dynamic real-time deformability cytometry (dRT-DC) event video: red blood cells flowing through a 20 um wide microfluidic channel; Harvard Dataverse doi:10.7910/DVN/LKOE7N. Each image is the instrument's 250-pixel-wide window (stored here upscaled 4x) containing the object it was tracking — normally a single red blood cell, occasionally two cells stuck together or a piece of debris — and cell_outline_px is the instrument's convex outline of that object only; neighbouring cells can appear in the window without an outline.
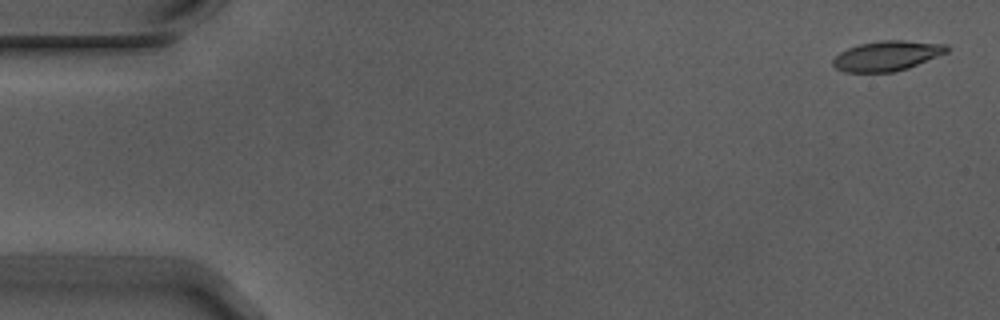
{"species": "Egyptian fruit bat (a non-hibernating species)", "species_latin": "Rousettus aegyptiacus", "temperature_condition": "warm", "stored_images_in_passage": 4, "camera_frame_rate_fps": 3000, "um_per_image_px": 0.085, "animal": {"sex": "male"}, "frame": {"image": 1, "passage_image": 1, "time_ms": 0.0, "image_size_px": [1000, 320], "cell_outline_px": [[952, 48], [948, 52], [908, 68], [892, 72], [844, 72], [836, 68], [832, 64], [832, 60], [840, 52], [848, 48], [860, 44], [880, 40], [904, 40], [948, 44]], "centroid_in_image_um": [75.43, 4.73], "position_along_channel_um": 9.6, "area_um2": 20.0}}
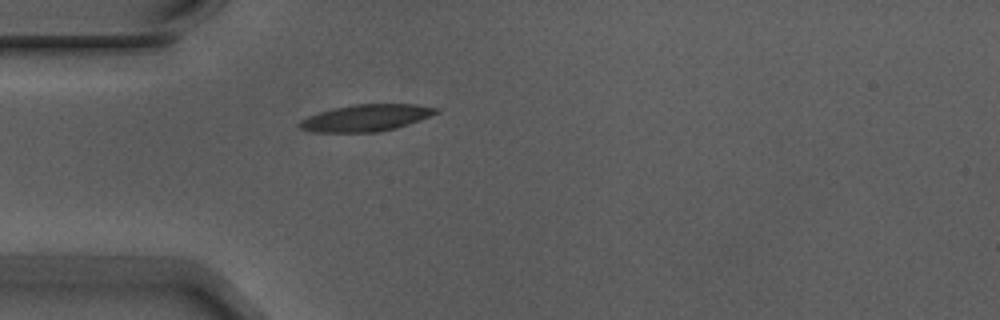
{"frame": {"image": 2, "passage_image": 4, "time_ms": 1.0, "image_size_px": [1000, 320], "cell_outline_px": [[440, 112], [420, 120], [396, 128], [380, 132], [312, 132], [300, 128], [296, 124], [300, 120], [308, 116], [320, 112], [336, 108], [356, 104], [416, 104], [440, 108]], "centroid_in_image_um": [31.13, 10.02], "position_along_channel_um": 53.9, "area_um2": 21.33}}